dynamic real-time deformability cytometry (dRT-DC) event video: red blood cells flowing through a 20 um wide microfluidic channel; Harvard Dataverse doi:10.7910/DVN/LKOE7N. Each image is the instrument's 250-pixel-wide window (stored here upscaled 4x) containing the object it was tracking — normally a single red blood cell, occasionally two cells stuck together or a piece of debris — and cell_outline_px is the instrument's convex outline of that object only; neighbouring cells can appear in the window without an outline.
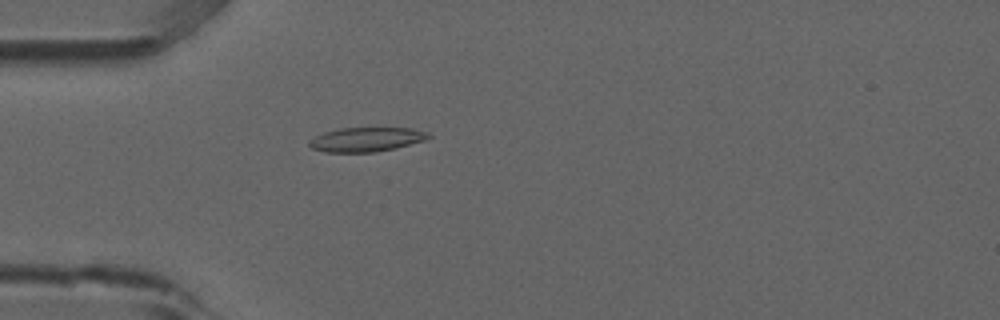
{"species": "common noctule bat (a hibernating species)", "species_latin": "Nyctalus noctula", "temperature_condition": "room temperature", "stored_images_in_passage": 5, "camera_frame_rate_fps": 3000, "um_per_image_px": 0.085, "animal": {"sex": "male", "forearm_length_mm": 52.5}, "frame": {"image": 1, "passage_image": 5, "time_ms": 1.333, "image_size_px": [1000, 320], "cell_outline_px": [[432, 136], [424, 140], [396, 148], [376, 152], [324, 152], [312, 148], [308, 144], [308, 140], [324, 132], [340, 128], [412, 128], [428, 132]], "centroid_in_image_um": [31.13, 11.85], "position_along_channel_um": 53.9, "area_um2": 16.88}}